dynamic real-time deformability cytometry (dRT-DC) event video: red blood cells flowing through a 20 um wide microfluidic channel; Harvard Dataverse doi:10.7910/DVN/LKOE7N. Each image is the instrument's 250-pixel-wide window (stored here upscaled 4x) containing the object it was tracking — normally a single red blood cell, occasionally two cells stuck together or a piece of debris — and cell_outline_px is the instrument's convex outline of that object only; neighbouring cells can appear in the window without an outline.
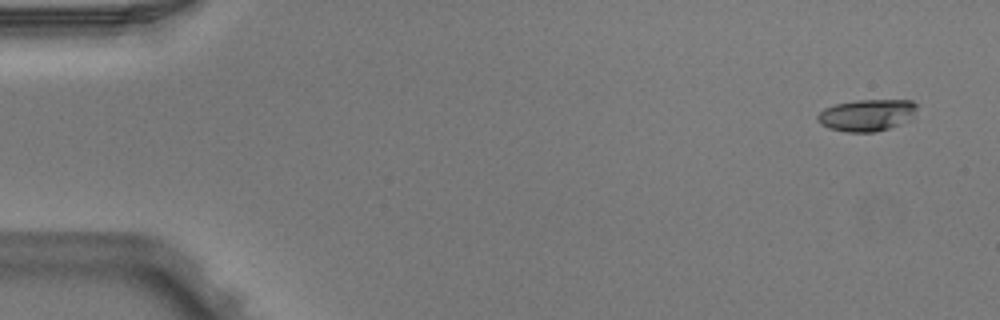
{"species": "Egyptian fruit bat (a non-hibernating species)", "species_latin": "Rousettus aegyptiacus", "temperature_condition": "warm", "stored_images_in_passage": 6, "camera_frame_rate_fps": 3000, "um_per_image_px": 0.085, "animal": {"sex": "male"}, "frame": {"image": 1, "passage_image": 1, "time_ms": 0.0, "image_size_px": [1000, 320], "cell_outline_px": [[916, 108], [912, 120], [876, 132], [848, 132], [828, 128], [820, 124], [816, 116], [824, 108], [836, 104], [856, 100], [912, 100], [916, 104]], "centroid_in_image_um": [73.69, 9.79], "position_along_channel_um": 11.3, "area_um2": 18.5}}
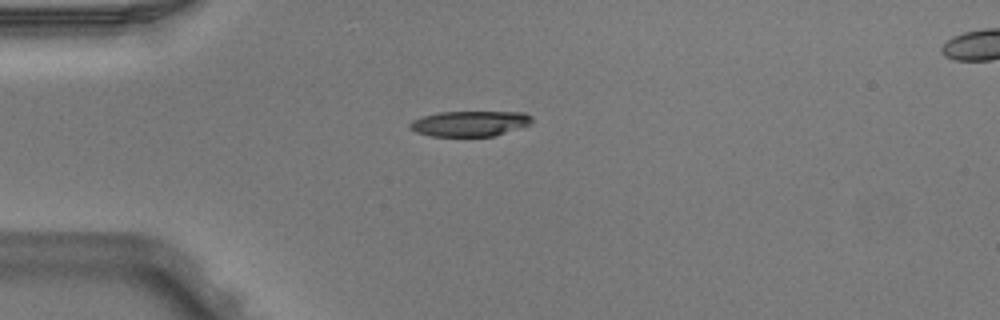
{"frame": {"image": 2, "passage_image": 4, "time_ms": 1.0, "image_size_px": [1000, 320], "cell_outline_px": [[532, 120], [528, 124], [492, 136], [432, 136], [416, 132], [408, 128], [408, 124], [412, 120], [424, 116], [440, 112], [524, 112], [532, 116]], "centroid_in_image_um": [39.87, 10.49], "position_along_channel_um": 45.1, "area_um2": 17.8}}
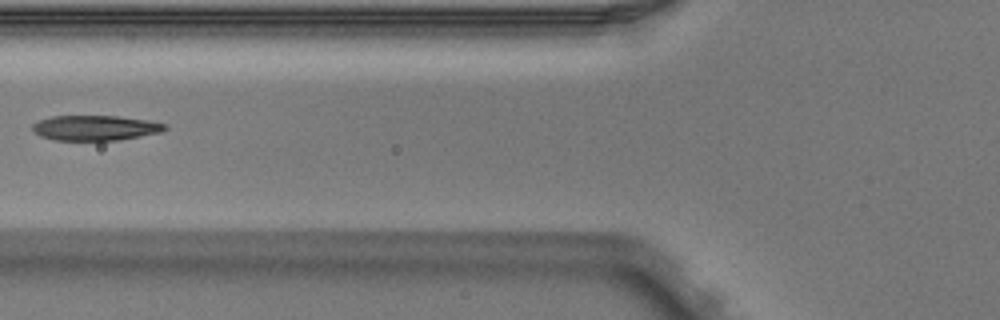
{"frame": {"image": 3, "passage_image": 6, "time_ms": 1.667, "image_size_px": [1000, 320], "cell_outline_px": [[168, 128], [160, 132], [120, 140], [56, 140], [40, 136], [32, 132], [32, 124], [40, 120], [52, 116], [116, 116], [148, 120], [164, 124]], "centroid_in_image_um": [8.06, 10.87], "position_along_channel_um": 117.7, "area_um2": 19.31}}